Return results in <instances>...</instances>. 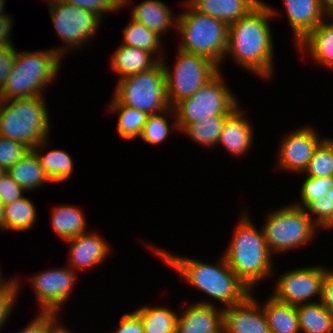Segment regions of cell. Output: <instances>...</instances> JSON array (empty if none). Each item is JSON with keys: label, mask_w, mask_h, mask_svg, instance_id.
<instances>
[{"label": "cell", "mask_w": 333, "mask_h": 333, "mask_svg": "<svg viewBox=\"0 0 333 333\" xmlns=\"http://www.w3.org/2000/svg\"><path fill=\"white\" fill-rule=\"evenodd\" d=\"M281 15L280 10L262 1L248 15L230 24L224 60L231 58L237 66L262 80L273 79L275 47L269 21Z\"/></svg>", "instance_id": "6da1fadb"}, {"label": "cell", "mask_w": 333, "mask_h": 333, "mask_svg": "<svg viewBox=\"0 0 333 333\" xmlns=\"http://www.w3.org/2000/svg\"><path fill=\"white\" fill-rule=\"evenodd\" d=\"M148 249L155 254L166 266L178 274L187 285L203 292L209 299L198 300L195 303L216 305L221 308L230 307L244 301L252 291L229 267L224 256L216 263L204 262L198 258L186 257L162 247L148 245ZM215 302H213V301Z\"/></svg>", "instance_id": "7a4b0ae2"}, {"label": "cell", "mask_w": 333, "mask_h": 333, "mask_svg": "<svg viewBox=\"0 0 333 333\" xmlns=\"http://www.w3.org/2000/svg\"><path fill=\"white\" fill-rule=\"evenodd\" d=\"M244 211L222 255L233 272L251 291L256 292L259 283L276 276V270L274 271L276 265L268 249L262 227L259 230L248 211L245 209Z\"/></svg>", "instance_id": "3957f363"}, {"label": "cell", "mask_w": 333, "mask_h": 333, "mask_svg": "<svg viewBox=\"0 0 333 333\" xmlns=\"http://www.w3.org/2000/svg\"><path fill=\"white\" fill-rule=\"evenodd\" d=\"M19 51V52H18ZM64 59L52 48L17 50L14 65L0 90L1 100L44 95L48 85L60 74Z\"/></svg>", "instance_id": "277c9868"}, {"label": "cell", "mask_w": 333, "mask_h": 333, "mask_svg": "<svg viewBox=\"0 0 333 333\" xmlns=\"http://www.w3.org/2000/svg\"><path fill=\"white\" fill-rule=\"evenodd\" d=\"M178 15L176 30L180 42L176 48L213 61L221 69L228 48L229 25L224 21L202 14L193 9L185 0Z\"/></svg>", "instance_id": "5b68a950"}, {"label": "cell", "mask_w": 333, "mask_h": 333, "mask_svg": "<svg viewBox=\"0 0 333 333\" xmlns=\"http://www.w3.org/2000/svg\"><path fill=\"white\" fill-rule=\"evenodd\" d=\"M46 98L0 99V135L18 141L32 150L50 138V120Z\"/></svg>", "instance_id": "8992f818"}, {"label": "cell", "mask_w": 333, "mask_h": 333, "mask_svg": "<svg viewBox=\"0 0 333 333\" xmlns=\"http://www.w3.org/2000/svg\"><path fill=\"white\" fill-rule=\"evenodd\" d=\"M267 215V216H266ZM265 215L262 229L271 255H283L302 248L316 238L320 228L308 216L305 209L292 202L275 208Z\"/></svg>", "instance_id": "52a82bcc"}, {"label": "cell", "mask_w": 333, "mask_h": 333, "mask_svg": "<svg viewBox=\"0 0 333 333\" xmlns=\"http://www.w3.org/2000/svg\"><path fill=\"white\" fill-rule=\"evenodd\" d=\"M223 71L219 70L191 97L178 102L173 108L179 133L191 123L212 116H229L239 105L238 97L231 91Z\"/></svg>", "instance_id": "ba28073f"}, {"label": "cell", "mask_w": 333, "mask_h": 333, "mask_svg": "<svg viewBox=\"0 0 333 333\" xmlns=\"http://www.w3.org/2000/svg\"><path fill=\"white\" fill-rule=\"evenodd\" d=\"M45 2H47L56 36L63 45L61 48L52 47V49L64 59L69 51L78 52L85 48L83 46L90 44L104 20L97 14L76 5L59 0H46Z\"/></svg>", "instance_id": "9c48e42d"}, {"label": "cell", "mask_w": 333, "mask_h": 333, "mask_svg": "<svg viewBox=\"0 0 333 333\" xmlns=\"http://www.w3.org/2000/svg\"><path fill=\"white\" fill-rule=\"evenodd\" d=\"M114 87L113 97L119 103L147 115L158 114L170 108L162 61L148 71L118 80Z\"/></svg>", "instance_id": "30bf717a"}, {"label": "cell", "mask_w": 333, "mask_h": 333, "mask_svg": "<svg viewBox=\"0 0 333 333\" xmlns=\"http://www.w3.org/2000/svg\"><path fill=\"white\" fill-rule=\"evenodd\" d=\"M176 55L173 70L167 65L166 57L161 60L165 71L167 99L172 108L195 94L219 71V67L205 56L178 48Z\"/></svg>", "instance_id": "8fae6325"}, {"label": "cell", "mask_w": 333, "mask_h": 333, "mask_svg": "<svg viewBox=\"0 0 333 333\" xmlns=\"http://www.w3.org/2000/svg\"><path fill=\"white\" fill-rule=\"evenodd\" d=\"M325 268L319 264L283 272L277 279L274 277L275 287L270 295L279 302L294 306L321 301Z\"/></svg>", "instance_id": "7c38bea8"}, {"label": "cell", "mask_w": 333, "mask_h": 333, "mask_svg": "<svg viewBox=\"0 0 333 333\" xmlns=\"http://www.w3.org/2000/svg\"><path fill=\"white\" fill-rule=\"evenodd\" d=\"M78 273L69 266L48 268L32 276L29 283L33 288L38 311L58 313L64 308L62 306L70 301L75 288Z\"/></svg>", "instance_id": "4fadbf2b"}, {"label": "cell", "mask_w": 333, "mask_h": 333, "mask_svg": "<svg viewBox=\"0 0 333 333\" xmlns=\"http://www.w3.org/2000/svg\"><path fill=\"white\" fill-rule=\"evenodd\" d=\"M285 133L279 140L278 151L276 152V170L303 174L307 169L315 149L326 138L320 136V132L312 125L301 126Z\"/></svg>", "instance_id": "5bb4252c"}, {"label": "cell", "mask_w": 333, "mask_h": 333, "mask_svg": "<svg viewBox=\"0 0 333 333\" xmlns=\"http://www.w3.org/2000/svg\"><path fill=\"white\" fill-rule=\"evenodd\" d=\"M65 243L69 246L68 266L77 273L103 264L112 251L108 240L94 231L80 234Z\"/></svg>", "instance_id": "9a60e30c"}, {"label": "cell", "mask_w": 333, "mask_h": 333, "mask_svg": "<svg viewBox=\"0 0 333 333\" xmlns=\"http://www.w3.org/2000/svg\"><path fill=\"white\" fill-rule=\"evenodd\" d=\"M253 292L244 301L223 308V333H270L262 306Z\"/></svg>", "instance_id": "2e32d148"}, {"label": "cell", "mask_w": 333, "mask_h": 333, "mask_svg": "<svg viewBox=\"0 0 333 333\" xmlns=\"http://www.w3.org/2000/svg\"><path fill=\"white\" fill-rule=\"evenodd\" d=\"M187 302H183V308L178 312L181 314L177 315L176 333H223L221 306Z\"/></svg>", "instance_id": "e0dca14e"}, {"label": "cell", "mask_w": 333, "mask_h": 333, "mask_svg": "<svg viewBox=\"0 0 333 333\" xmlns=\"http://www.w3.org/2000/svg\"><path fill=\"white\" fill-rule=\"evenodd\" d=\"M240 105L227 117L216 147L222 146L234 157L245 156L254 148V127ZM253 147V148H252Z\"/></svg>", "instance_id": "ac0fdd59"}, {"label": "cell", "mask_w": 333, "mask_h": 333, "mask_svg": "<svg viewBox=\"0 0 333 333\" xmlns=\"http://www.w3.org/2000/svg\"><path fill=\"white\" fill-rule=\"evenodd\" d=\"M282 2L295 46L327 17L319 0H282Z\"/></svg>", "instance_id": "d6986e66"}, {"label": "cell", "mask_w": 333, "mask_h": 333, "mask_svg": "<svg viewBox=\"0 0 333 333\" xmlns=\"http://www.w3.org/2000/svg\"><path fill=\"white\" fill-rule=\"evenodd\" d=\"M296 48L302 56L308 55L315 66L333 71V16H327Z\"/></svg>", "instance_id": "ffe728a7"}, {"label": "cell", "mask_w": 333, "mask_h": 333, "mask_svg": "<svg viewBox=\"0 0 333 333\" xmlns=\"http://www.w3.org/2000/svg\"><path fill=\"white\" fill-rule=\"evenodd\" d=\"M166 2L160 0H144L134 5L131 10V18L143 24L161 37L176 29L178 15H174ZM173 27V28H171Z\"/></svg>", "instance_id": "44dd1931"}, {"label": "cell", "mask_w": 333, "mask_h": 333, "mask_svg": "<svg viewBox=\"0 0 333 333\" xmlns=\"http://www.w3.org/2000/svg\"><path fill=\"white\" fill-rule=\"evenodd\" d=\"M110 57V70L118 75L117 80L148 71L160 62L152 52L124 44H120Z\"/></svg>", "instance_id": "7402d4cb"}, {"label": "cell", "mask_w": 333, "mask_h": 333, "mask_svg": "<svg viewBox=\"0 0 333 333\" xmlns=\"http://www.w3.org/2000/svg\"><path fill=\"white\" fill-rule=\"evenodd\" d=\"M196 11L228 25L248 15L263 0H185Z\"/></svg>", "instance_id": "603a6c76"}, {"label": "cell", "mask_w": 333, "mask_h": 333, "mask_svg": "<svg viewBox=\"0 0 333 333\" xmlns=\"http://www.w3.org/2000/svg\"><path fill=\"white\" fill-rule=\"evenodd\" d=\"M49 138L42 140L38 145H36L32 151L37 156L40 165L45 171L46 175L53 182L67 181L74 172V161L71 154L64 149H49L47 146L50 144ZM45 153H44V152Z\"/></svg>", "instance_id": "cb8c5ba5"}, {"label": "cell", "mask_w": 333, "mask_h": 333, "mask_svg": "<svg viewBox=\"0 0 333 333\" xmlns=\"http://www.w3.org/2000/svg\"><path fill=\"white\" fill-rule=\"evenodd\" d=\"M52 208L51 227L60 240L65 242L89 231L86 215L80 207L58 204Z\"/></svg>", "instance_id": "d4e9b609"}, {"label": "cell", "mask_w": 333, "mask_h": 333, "mask_svg": "<svg viewBox=\"0 0 333 333\" xmlns=\"http://www.w3.org/2000/svg\"><path fill=\"white\" fill-rule=\"evenodd\" d=\"M263 303L259 301L266 316L270 333H301L296 306L277 301L270 294Z\"/></svg>", "instance_id": "484cf974"}, {"label": "cell", "mask_w": 333, "mask_h": 333, "mask_svg": "<svg viewBox=\"0 0 333 333\" xmlns=\"http://www.w3.org/2000/svg\"><path fill=\"white\" fill-rule=\"evenodd\" d=\"M6 173H8L26 193L40 187L42 188L48 183H53L46 175L37 156L32 150L9 168Z\"/></svg>", "instance_id": "4316f807"}, {"label": "cell", "mask_w": 333, "mask_h": 333, "mask_svg": "<svg viewBox=\"0 0 333 333\" xmlns=\"http://www.w3.org/2000/svg\"><path fill=\"white\" fill-rule=\"evenodd\" d=\"M133 311L140 317L144 333H176V310L164 305L145 304Z\"/></svg>", "instance_id": "83f0119b"}, {"label": "cell", "mask_w": 333, "mask_h": 333, "mask_svg": "<svg viewBox=\"0 0 333 333\" xmlns=\"http://www.w3.org/2000/svg\"><path fill=\"white\" fill-rule=\"evenodd\" d=\"M109 114L118 115L116 131L123 139L134 140L140 137L148 115L119 103L113 96L107 104ZM118 113V114H117Z\"/></svg>", "instance_id": "f1b7e54d"}, {"label": "cell", "mask_w": 333, "mask_h": 333, "mask_svg": "<svg viewBox=\"0 0 333 333\" xmlns=\"http://www.w3.org/2000/svg\"><path fill=\"white\" fill-rule=\"evenodd\" d=\"M122 33L123 42L121 44L152 52L160 61L165 57L163 37L131 17L128 25L122 27Z\"/></svg>", "instance_id": "f546056e"}, {"label": "cell", "mask_w": 333, "mask_h": 333, "mask_svg": "<svg viewBox=\"0 0 333 333\" xmlns=\"http://www.w3.org/2000/svg\"><path fill=\"white\" fill-rule=\"evenodd\" d=\"M301 333H333V313L321 301L296 306Z\"/></svg>", "instance_id": "4dcf8cb0"}, {"label": "cell", "mask_w": 333, "mask_h": 333, "mask_svg": "<svg viewBox=\"0 0 333 333\" xmlns=\"http://www.w3.org/2000/svg\"><path fill=\"white\" fill-rule=\"evenodd\" d=\"M4 231L25 232L31 230L37 222L36 205L29 197L4 205Z\"/></svg>", "instance_id": "1f68e13d"}, {"label": "cell", "mask_w": 333, "mask_h": 333, "mask_svg": "<svg viewBox=\"0 0 333 333\" xmlns=\"http://www.w3.org/2000/svg\"><path fill=\"white\" fill-rule=\"evenodd\" d=\"M228 116H212L188 124L180 133L207 149L216 147L222 127Z\"/></svg>", "instance_id": "d6a6232c"}, {"label": "cell", "mask_w": 333, "mask_h": 333, "mask_svg": "<svg viewBox=\"0 0 333 333\" xmlns=\"http://www.w3.org/2000/svg\"><path fill=\"white\" fill-rule=\"evenodd\" d=\"M168 117L169 119L173 117V123L170 122L171 125L168 123ZM171 129L172 131L174 130L179 132L176 123V114L174 108L172 107L158 114L148 115L147 121L139 138H141L142 141L147 142V144L156 146L163 144V142L168 139Z\"/></svg>", "instance_id": "836d02e7"}, {"label": "cell", "mask_w": 333, "mask_h": 333, "mask_svg": "<svg viewBox=\"0 0 333 333\" xmlns=\"http://www.w3.org/2000/svg\"><path fill=\"white\" fill-rule=\"evenodd\" d=\"M308 177H333V139L327 137L315 149L303 175Z\"/></svg>", "instance_id": "e575fe53"}, {"label": "cell", "mask_w": 333, "mask_h": 333, "mask_svg": "<svg viewBox=\"0 0 333 333\" xmlns=\"http://www.w3.org/2000/svg\"><path fill=\"white\" fill-rule=\"evenodd\" d=\"M301 183L300 202H292L300 208L306 209L316 199L325 196L327 191L333 187V177H305Z\"/></svg>", "instance_id": "d590c367"}, {"label": "cell", "mask_w": 333, "mask_h": 333, "mask_svg": "<svg viewBox=\"0 0 333 333\" xmlns=\"http://www.w3.org/2000/svg\"><path fill=\"white\" fill-rule=\"evenodd\" d=\"M333 209V187L327 191L325 196L316 199L305 210L314 223L321 228L320 231H331V213Z\"/></svg>", "instance_id": "8d00e7d4"}, {"label": "cell", "mask_w": 333, "mask_h": 333, "mask_svg": "<svg viewBox=\"0 0 333 333\" xmlns=\"http://www.w3.org/2000/svg\"><path fill=\"white\" fill-rule=\"evenodd\" d=\"M68 4L76 5L82 9L91 11L102 19L107 13L114 12L115 14L121 11L126 6H131L132 0H59ZM130 4V5H129Z\"/></svg>", "instance_id": "74e56055"}, {"label": "cell", "mask_w": 333, "mask_h": 333, "mask_svg": "<svg viewBox=\"0 0 333 333\" xmlns=\"http://www.w3.org/2000/svg\"><path fill=\"white\" fill-rule=\"evenodd\" d=\"M29 151L23 143L0 135V167L6 171Z\"/></svg>", "instance_id": "f35d334b"}, {"label": "cell", "mask_w": 333, "mask_h": 333, "mask_svg": "<svg viewBox=\"0 0 333 333\" xmlns=\"http://www.w3.org/2000/svg\"><path fill=\"white\" fill-rule=\"evenodd\" d=\"M21 282L19 278H16L13 284L0 288V332L17 305L18 294L22 289Z\"/></svg>", "instance_id": "ab89813d"}, {"label": "cell", "mask_w": 333, "mask_h": 333, "mask_svg": "<svg viewBox=\"0 0 333 333\" xmlns=\"http://www.w3.org/2000/svg\"><path fill=\"white\" fill-rule=\"evenodd\" d=\"M59 316L58 313L38 311L37 316L16 333H54L62 324Z\"/></svg>", "instance_id": "60d3db41"}, {"label": "cell", "mask_w": 333, "mask_h": 333, "mask_svg": "<svg viewBox=\"0 0 333 333\" xmlns=\"http://www.w3.org/2000/svg\"><path fill=\"white\" fill-rule=\"evenodd\" d=\"M25 190L18 185L8 173L0 178V200L4 204H9L21 199L25 195Z\"/></svg>", "instance_id": "b9f144b4"}, {"label": "cell", "mask_w": 333, "mask_h": 333, "mask_svg": "<svg viewBox=\"0 0 333 333\" xmlns=\"http://www.w3.org/2000/svg\"><path fill=\"white\" fill-rule=\"evenodd\" d=\"M17 49L14 46L0 48V90L6 83L7 77L14 65Z\"/></svg>", "instance_id": "7bdbcfd3"}, {"label": "cell", "mask_w": 333, "mask_h": 333, "mask_svg": "<svg viewBox=\"0 0 333 333\" xmlns=\"http://www.w3.org/2000/svg\"><path fill=\"white\" fill-rule=\"evenodd\" d=\"M115 329V333H144L142 321L134 311L123 314Z\"/></svg>", "instance_id": "ee69618b"}, {"label": "cell", "mask_w": 333, "mask_h": 333, "mask_svg": "<svg viewBox=\"0 0 333 333\" xmlns=\"http://www.w3.org/2000/svg\"><path fill=\"white\" fill-rule=\"evenodd\" d=\"M323 306L333 313V268L326 267L323 274L322 297Z\"/></svg>", "instance_id": "f6af8a7d"}, {"label": "cell", "mask_w": 333, "mask_h": 333, "mask_svg": "<svg viewBox=\"0 0 333 333\" xmlns=\"http://www.w3.org/2000/svg\"><path fill=\"white\" fill-rule=\"evenodd\" d=\"M13 18L12 15L5 14L0 16V48L6 47V46H14L12 43V39L10 38L12 36L11 30L13 27Z\"/></svg>", "instance_id": "bcb514c9"}, {"label": "cell", "mask_w": 333, "mask_h": 333, "mask_svg": "<svg viewBox=\"0 0 333 333\" xmlns=\"http://www.w3.org/2000/svg\"><path fill=\"white\" fill-rule=\"evenodd\" d=\"M319 3L327 16H333V0H319Z\"/></svg>", "instance_id": "7dc6e473"}, {"label": "cell", "mask_w": 333, "mask_h": 333, "mask_svg": "<svg viewBox=\"0 0 333 333\" xmlns=\"http://www.w3.org/2000/svg\"><path fill=\"white\" fill-rule=\"evenodd\" d=\"M1 270L2 269L0 268V288L9 286L16 281L17 276L14 277V275H13V278L12 277L8 278V280L4 279V277L1 275V274H3Z\"/></svg>", "instance_id": "c3c4849f"}, {"label": "cell", "mask_w": 333, "mask_h": 333, "mask_svg": "<svg viewBox=\"0 0 333 333\" xmlns=\"http://www.w3.org/2000/svg\"><path fill=\"white\" fill-rule=\"evenodd\" d=\"M4 205L0 200V231H4Z\"/></svg>", "instance_id": "681fc988"}, {"label": "cell", "mask_w": 333, "mask_h": 333, "mask_svg": "<svg viewBox=\"0 0 333 333\" xmlns=\"http://www.w3.org/2000/svg\"><path fill=\"white\" fill-rule=\"evenodd\" d=\"M70 328L66 327L65 324H61L55 331L54 333H74L73 331H71V329L69 330Z\"/></svg>", "instance_id": "f907efd6"}, {"label": "cell", "mask_w": 333, "mask_h": 333, "mask_svg": "<svg viewBox=\"0 0 333 333\" xmlns=\"http://www.w3.org/2000/svg\"><path fill=\"white\" fill-rule=\"evenodd\" d=\"M5 3L6 0H0V16L7 14V12H5Z\"/></svg>", "instance_id": "816d5d0a"}, {"label": "cell", "mask_w": 333, "mask_h": 333, "mask_svg": "<svg viewBox=\"0 0 333 333\" xmlns=\"http://www.w3.org/2000/svg\"><path fill=\"white\" fill-rule=\"evenodd\" d=\"M5 173H6V170L3 169L2 167H0V178H1L2 176H4Z\"/></svg>", "instance_id": "f5cc1de1"}, {"label": "cell", "mask_w": 333, "mask_h": 333, "mask_svg": "<svg viewBox=\"0 0 333 333\" xmlns=\"http://www.w3.org/2000/svg\"><path fill=\"white\" fill-rule=\"evenodd\" d=\"M333 228V209H332V213H331V229Z\"/></svg>", "instance_id": "db71d44e"}]
</instances>
